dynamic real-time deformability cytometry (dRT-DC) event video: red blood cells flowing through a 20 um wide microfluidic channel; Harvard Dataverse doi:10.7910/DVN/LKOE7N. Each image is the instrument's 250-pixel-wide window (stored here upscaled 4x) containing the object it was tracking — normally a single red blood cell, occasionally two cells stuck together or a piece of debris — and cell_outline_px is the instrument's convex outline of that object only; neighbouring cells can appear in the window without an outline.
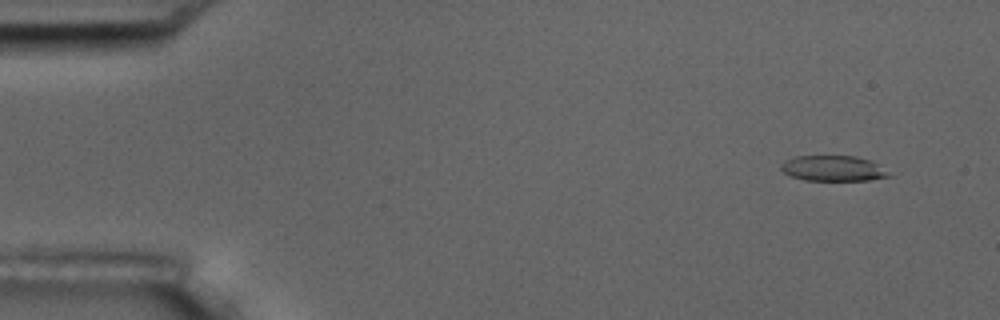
{"species": "common noctule bat (a hibernating species)", "species_latin": "Nyctalus noctula", "temperature_condition": "room temperature", "stored_images_in_passage": 9, "camera_frame_rate_fps": 3000, "um_per_image_px": 0.085, "animal": {"sex": "male", "body_mass_g": 17.5, "forearm_length_mm": 52.3}, "frame": {"image": 1, "passage_image": 1, "time_ms": 0.0, "image_size_px": [1000, 320], "cell_outline_px": [[896, 176], [868, 180], [804, 180], [792, 176], [784, 172], [780, 168], [780, 164], [784, 160], [796, 156], [856, 156], [872, 160]], "centroid_in_image_um": [70.87, 14.31], "position_along_channel_um": 14.1, "area_um2": 16.24}}
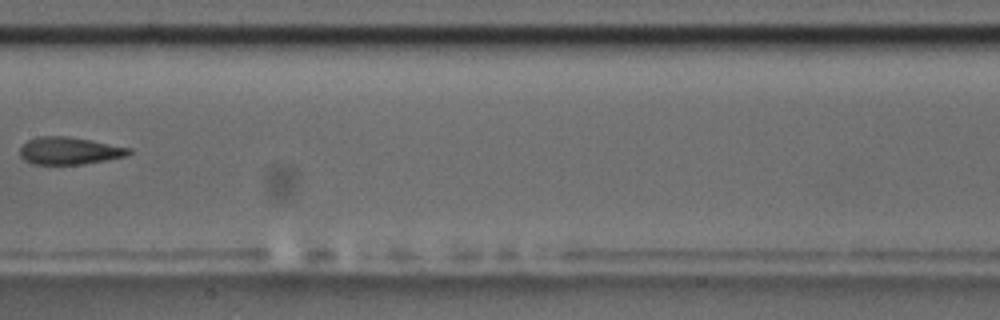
{"frame": {"image": 2, "passage_image": 8, "time_ms": 2.333, "image_size_px": [1000, 320], "cell_outline_px": [[132, 152], [128, 156], [84, 164], [32, 164], [24, 160], [20, 156], [20, 148], [28, 140], [40, 136], [68, 136], [132, 148]], "centroid_in_image_um": [5.91, 12.82], "position_along_channel_um": 201.5, "area_um2": 17.4}}
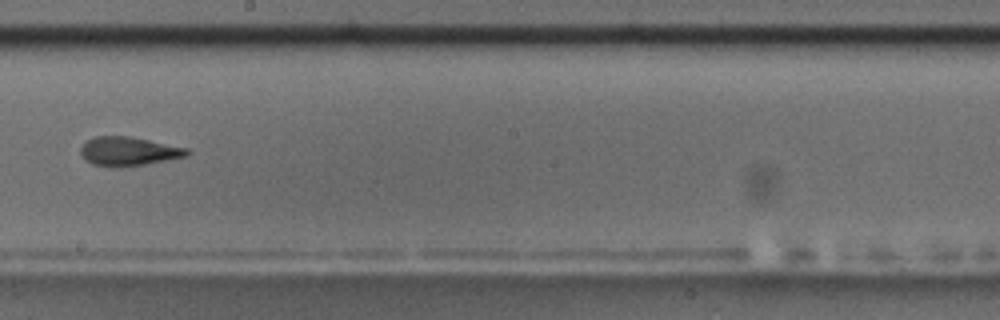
{"frame": {"image": 3, "passage_image": 9, "time_ms": 2.667, "image_size_px": [1000, 320], "cell_outline_px": [[192, 152], [188, 156], [168, 160], [120, 168], [92, 164], [80, 152], [80, 148], [88, 140], [96, 136], [128, 136], [188, 148]], "centroid_in_image_um": [10.97, 12.87], "position_along_channel_um": 237.2, "area_um2": 17.8}}